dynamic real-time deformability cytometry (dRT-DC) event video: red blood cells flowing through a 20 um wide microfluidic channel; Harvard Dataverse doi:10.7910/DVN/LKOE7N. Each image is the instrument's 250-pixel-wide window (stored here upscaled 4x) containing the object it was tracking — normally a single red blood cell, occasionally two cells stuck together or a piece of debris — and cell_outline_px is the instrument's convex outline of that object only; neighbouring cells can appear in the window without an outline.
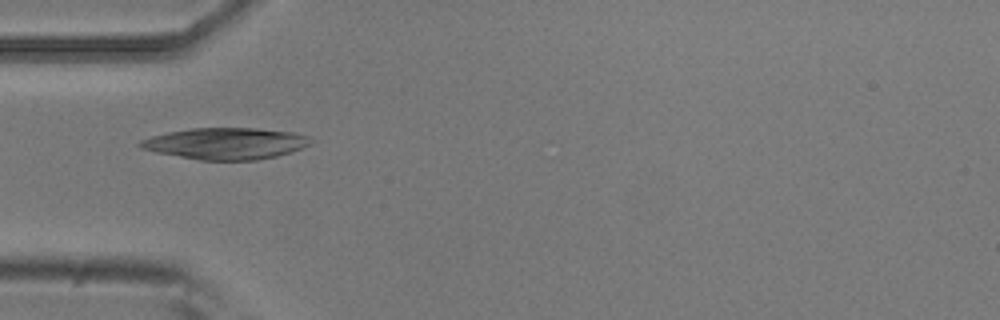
{"species": "common noctule bat (a hibernating species)", "species_latin": "Nyctalus noctula", "temperature_condition": "room temperature", "stored_images_in_passage": 6, "camera_frame_rate_fps": 3000, "um_per_image_px": 0.085, "animal": {"sex": "male", "body_mass_g": 20.5, "forearm_length_mm": 52.5}, "frame": {"image": 1, "passage_image": 4, "time_ms": 1.0, "image_size_px": [1000, 320], "cell_outline_px": [[312, 144], [292, 152], [276, 156], [256, 160], [200, 160], [156, 152], [140, 148], [136, 144], [140, 140], [152, 136], [168, 132], [192, 128], [256, 128], [292, 132], [308, 136], [312, 140]], "centroid_in_image_um": [19.19, 12.2], "position_along_channel_um": 65.8, "area_um2": 31.33}}
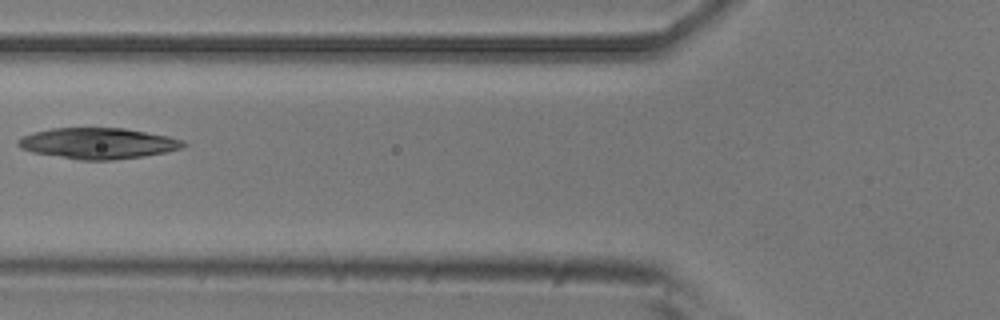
{"frame": {"image": 2, "passage_image": 5, "time_ms": 1.333, "image_size_px": [1000, 320], "cell_outline_px": [[188, 144], [180, 148], [168, 152], [144, 156], [112, 160], [80, 160], [32, 152], [20, 148], [16, 144], [16, 140], [20, 136], [32, 132], [52, 128], [124, 128], [168, 136], [184, 140]], "centroid_in_image_um": [8.3, 12.18], "position_along_channel_um": 117.5, "area_um2": 30.0}}
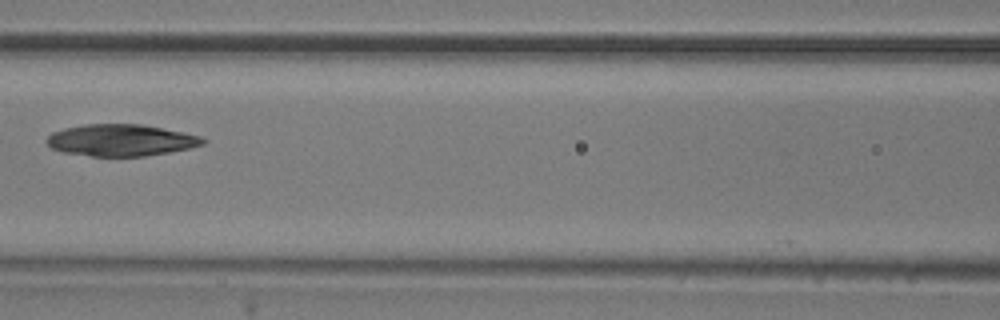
{"frame": {"image": 3, "passage_image": 6, "time_ms": 1.667, "image_size_px": [1000, 320], "cell_outline_px": [[208, 140], [204, 144], [188, 148], [168, 152], [144, 156], [92, 156], [64, 152], [52, 148], [44, 140], [52, 132], [64, 128], [84, 124], [144, 124], [184, 132], [200, 136]], "centroid_in_image_um": [10.28, 11.9], "position_along_channel_um": 156.3, "area_um2": 28.9}}